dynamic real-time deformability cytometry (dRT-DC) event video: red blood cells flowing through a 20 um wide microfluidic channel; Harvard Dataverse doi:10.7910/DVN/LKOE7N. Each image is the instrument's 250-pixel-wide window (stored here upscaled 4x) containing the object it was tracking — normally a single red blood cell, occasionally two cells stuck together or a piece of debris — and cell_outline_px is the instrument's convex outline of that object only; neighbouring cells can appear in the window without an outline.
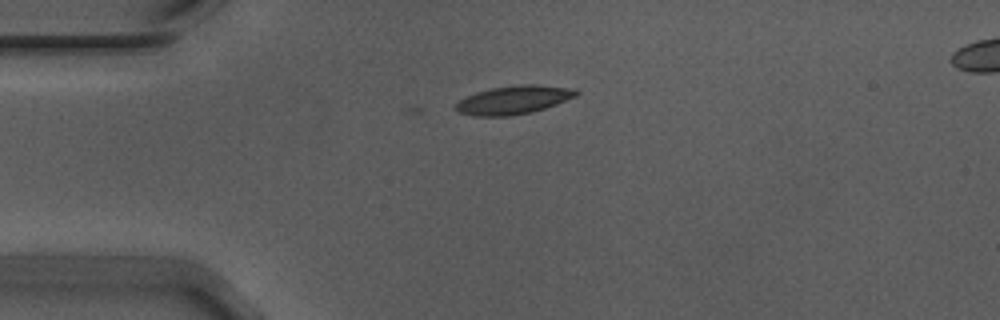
{"species": "Egyptian fruit bat (a non-hibernating species)", "species_latin": "Rousettus aegyptiacus", "temperature_condition": "warm", "stored_images_in_passage": 7, "camera_frame_rate_fps": 3000, "um_per_image_px": 0.085, "animal": {"sex": "male"}, "frame": {"image": 1, "passage_image": 1, "time_ms": 0.0, "image_size_px": [1000, 320], "cell_outline_px": [[580, 92], [576, 96], [556, 104], [532, 112], [512, 116], [472, 116], [460, 112], [456, 108], [456, 104], [464, 96], [476, 92], [492, 88], [520, 84], [536, 84], [572, 88]], "centroid_in_image_um": [43.66, 8.49], "position_along_channel_um": 41.3, "area_um2": 19.94}}
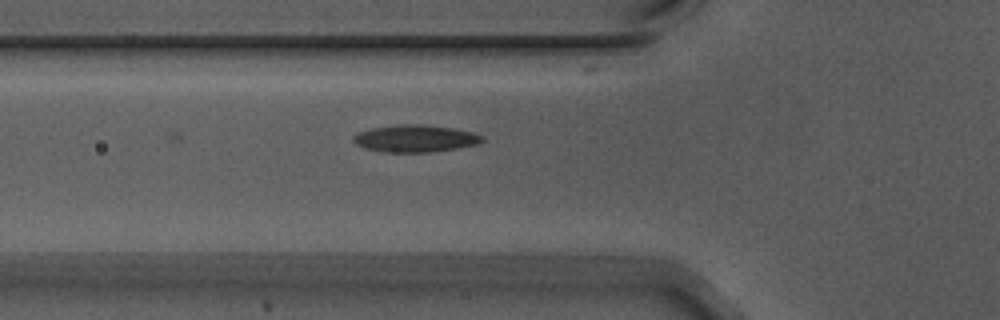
{"frame": {"image": 2, "passage_image": 7, "time_ms": 2.0, "image_size_px": [1000, 320], "cell_outline_px": [[484, 140], [476, 144], [456, 148], [428, 152], [388, 152], [364, 148], [356, 144], [352, 140], [352, 136], [360, 132], [372, 128], [396, 124], [424, 124], [452, 128], [472, 132], [484, 136]], "centroid_in_image_um": [35.28, 11.76], "position_along_channel_um": 90.5, "area_um2": 20.29}}